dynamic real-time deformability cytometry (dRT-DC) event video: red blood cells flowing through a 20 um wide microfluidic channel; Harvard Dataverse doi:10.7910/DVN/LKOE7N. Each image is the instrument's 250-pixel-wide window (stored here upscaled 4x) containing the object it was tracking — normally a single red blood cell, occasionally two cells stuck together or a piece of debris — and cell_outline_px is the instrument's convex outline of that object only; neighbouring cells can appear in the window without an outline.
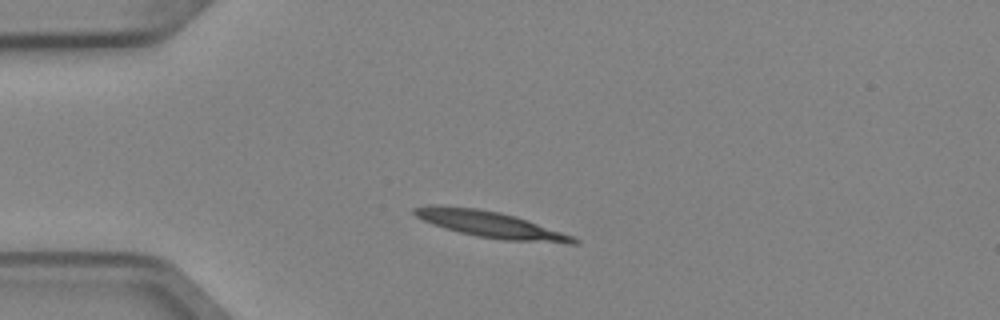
{"species": "Egyptian fruit bat (a non-hibernating species)", "species_latin": "Rousettus aegyptiacus", "temperature_condition": "cold", "stored_images_in_passage": 3, "camera_frame_rate_fps": 3000, "um_per_image_px": 0.085, "animal": {"sex": "female"}, "frame": {"image": 1, "passage_image": 1, "time_ms": 0.0, "image_size_px": [1000, 320], "cell_outline_px": [[580, 244], [568, 244], [504, 240], [476, 236], [444, 228], [432, 224], [416, 216], [412, 212], [412, 208], [428, 204], [436, 204], [476, 208], [500, 212], [516, 216], [572, 236], [580, 240]], "centroid_in_image_um": [41.67, 19.07], "position_along_channel_um": 43.3, "area_um2": 24.57}}
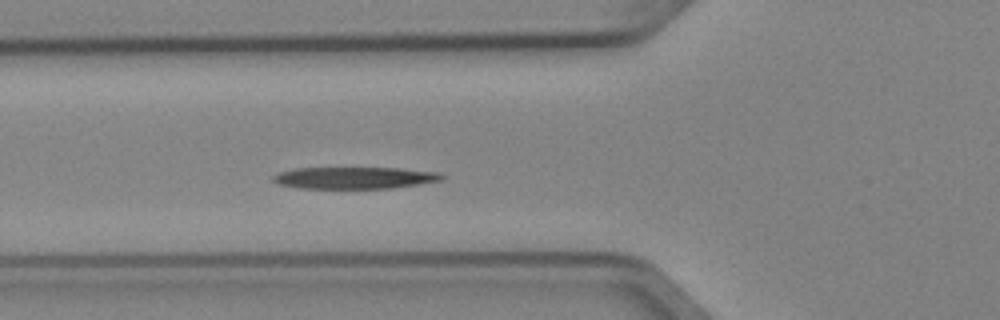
{"frame": {"image": 2, "passage_image": 3, "time_ms": 0.667, "image_size_px": [1000, 320], "cell_outline_px": [[444, 176], [440, 180], [392, 188], [296, 188], [276, 184], [272, 180], [272, 176], [280, 172], [296, 168], [400, 168], [440, 172]], "centroid_in_image_um": [30.08, 15.11], "position_along_channel_um": 95.7, "area_um2": 21.39}}